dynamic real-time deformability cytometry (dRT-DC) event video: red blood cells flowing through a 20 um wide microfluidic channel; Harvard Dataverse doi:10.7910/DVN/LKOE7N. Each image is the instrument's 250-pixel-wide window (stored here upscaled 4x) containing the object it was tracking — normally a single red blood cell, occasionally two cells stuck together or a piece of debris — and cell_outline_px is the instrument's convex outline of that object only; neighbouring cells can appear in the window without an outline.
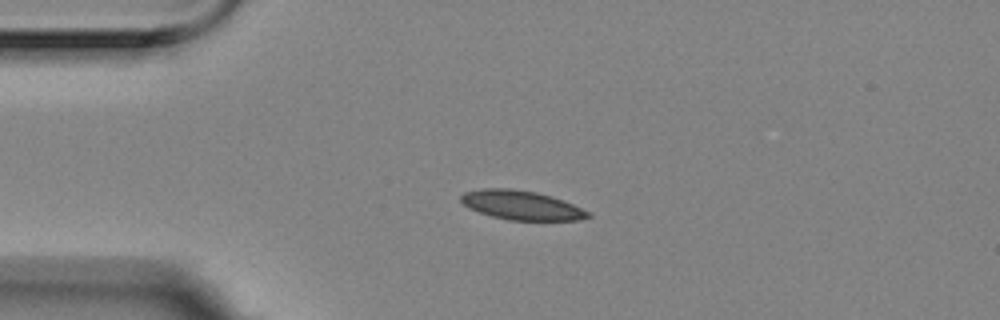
{"species": "Egyptian fruit bat (a non-hibernating species)", "species_latin": "Rousettus aegyptiacus", "temperature_condition": "room temperature", "stored_images_in_passage": 3, "camera_frame_rate_fps": 3000, "um_per_image_px": 0.085, "animal": {"sex": "female"}, "frame": {"image": 1, "passage_image": 2, "time_ms": 0.333, "image_size_px": [1000, 320], "cell_outline_px": [[592, 216], [580, 220], [508, 220], [492, 216], [468, 208], [460, 200], [460, 196], [464, 192], [480, 188], [512, 188], [536, 192], [552, 196], [564, 200], [592, 212]], "centroid_in_image_um": [44.35, 17.43], "position_along_channel_um": 40.7, "area_um2": 21.85}}